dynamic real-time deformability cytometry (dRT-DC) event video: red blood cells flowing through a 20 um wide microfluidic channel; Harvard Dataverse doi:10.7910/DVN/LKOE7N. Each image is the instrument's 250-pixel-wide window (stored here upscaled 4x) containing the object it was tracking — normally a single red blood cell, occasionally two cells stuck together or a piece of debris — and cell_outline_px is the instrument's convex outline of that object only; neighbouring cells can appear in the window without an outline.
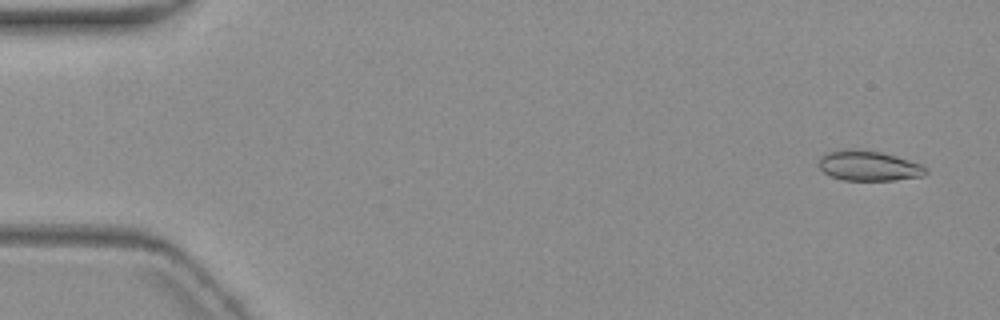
{"species": "common noctule bat (a hibernating species)", "species_latin": "Nyctalus noctula", "temperature_condition": "warm", "stored_images_in_passage": 6, "camera_frame_rate_fps": 3000, "um_per_image_px": 0.085, "animal": {"sex": "female", "body_mass_g": 19.3, "forearm_length_mm": 54.1}, "frame": {"image": 1, "passage_image": 1, "time_ms": 0.0, "image_size_px": [1000, 320], "cell_outline_px": [[928, 172], [924, 176], [896, 180], [844, 180], [832, 176], [824, 172], [816, 164], [820, 156], [828, 152], [848, 148], [852, 148], [880, 152], [896, 156], [920, 164]], "centroid_in_image_um": [73.8, 14.09], "position_along_channel_um": 11.2, "area_um2": 18.79}}